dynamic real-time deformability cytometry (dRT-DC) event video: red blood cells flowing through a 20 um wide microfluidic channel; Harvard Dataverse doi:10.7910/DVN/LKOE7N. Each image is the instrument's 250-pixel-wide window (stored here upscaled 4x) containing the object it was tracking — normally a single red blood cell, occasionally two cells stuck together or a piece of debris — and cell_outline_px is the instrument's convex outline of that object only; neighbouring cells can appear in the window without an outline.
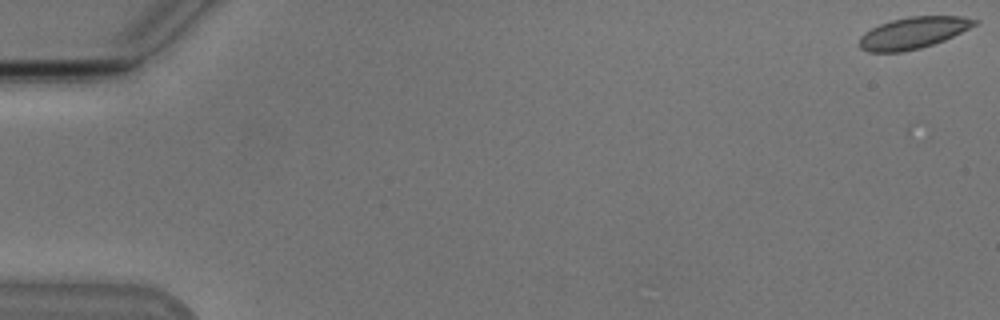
{"species": "Egyptian fruit bat (a non-hibernating species)", "species_latin": "Rousettus aegyptiacus", "temperature_condition": "cold", "stored_images_in_passage": 16, "camera_frame_rate_fps": 3000, "um_per_image_px": 0.085, "animal": {"sex": "male"}, "frame": {"image": 1, "passage_image": 1, "time_ms": 0.0, "image_size_px": [1000, 320], "cell_outline_px": [[980, 20], [976, 24], [944, 40], [920, 48], [900, 52], [868, 52], [860, 48], [860, 36], [864, 32], [880, 24], [892, 20], [908, 16], [960, 16]], "centroid_in_image_um": [77.59, 2.79], "position_along_channel_um": 7.4, "area_um2": 20.98}}